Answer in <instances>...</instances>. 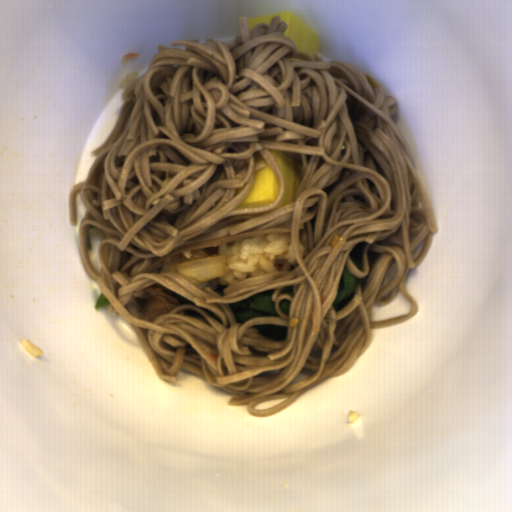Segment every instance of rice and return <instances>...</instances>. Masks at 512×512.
<instances>
[{
	"label": "rice",
	"instance_id": "1",
	"mask_svg": "<svg viewBox=\"0 0 512 512\" xmlns=\"http://www.w3.org/2000/svg\"><path fill=\"white\" fill-rule=\"evenodd\" d=\"M217 255L224 257V277L214 278L195 287L225 297L223 289L244 279L298 267L291 233H267L219 245Z\"/></svg>",
	"mask_w": 512,
	"mask_h": 512
}]
</instances>
